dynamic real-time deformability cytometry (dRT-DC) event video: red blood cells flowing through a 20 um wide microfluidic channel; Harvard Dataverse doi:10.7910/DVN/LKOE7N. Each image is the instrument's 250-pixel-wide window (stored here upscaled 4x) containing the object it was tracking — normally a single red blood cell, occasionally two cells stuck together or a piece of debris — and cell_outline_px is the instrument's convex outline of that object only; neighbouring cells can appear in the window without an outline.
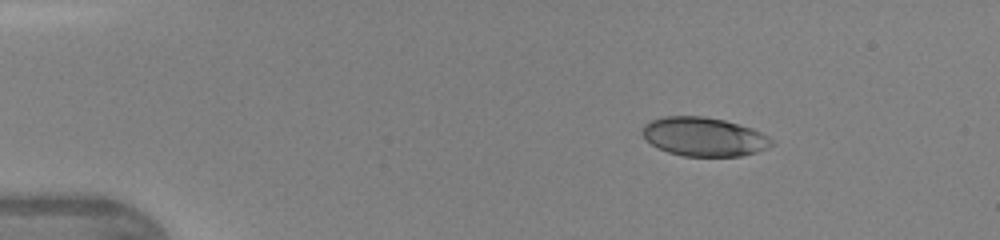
{"species": "human", "species_latin": "Homo sapiens", "temperature_condition": "warm", "stored_images_in_passage": 15, "camera_frame_rate_fps": 3000, "um_per_image_px": 0.085, "donor": {"sex": "female"}, "frame": {"image": 1, "passage_image": 3, "time_ms": 0.667, "image_size_px": [1000, 240], "cell_outline_px": [[772, 144], [768, 148], [756, 152], [740, 156], [684, 156], [668, 152], [656, 148], [644, 140], [640, 132], [644, 124], [652, 120], [664, 116], [704, 116], [724, 120], [752, 128], [768, 136], [772, 140]], "centroid_in_image_um": [59.78, 11.62], "position_along_channel_um": 25.2, "area_um2": 29.48}}
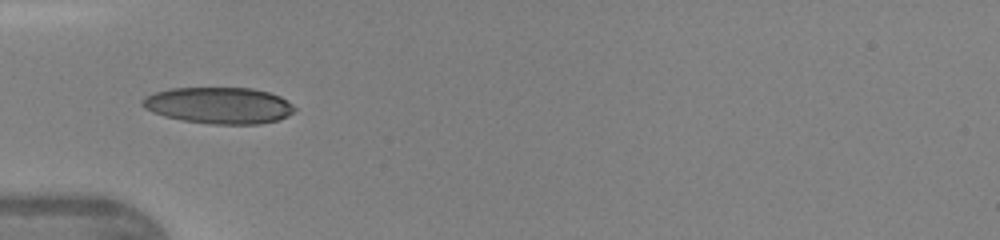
{"frame": {"image": 2, "passage_image": 7, "time_ms": 2.0, "image_size_px": [1000, 240], "cell_outline_px": [[296, 108], [288, 116], [276, 120], [260, 124], [212, 124], [184, 120], [164, 116], [152, 112], [144, 108], [140, 104], [140, 100], [144, 96], [156, 92], [172, 88], [252, 88], [268, 92], [280, 96], [292, 104]], "centroid_in_image_um": [18.58, 8.96], "position_along_channel_um": 66.4, "area_um2": 32.31}}